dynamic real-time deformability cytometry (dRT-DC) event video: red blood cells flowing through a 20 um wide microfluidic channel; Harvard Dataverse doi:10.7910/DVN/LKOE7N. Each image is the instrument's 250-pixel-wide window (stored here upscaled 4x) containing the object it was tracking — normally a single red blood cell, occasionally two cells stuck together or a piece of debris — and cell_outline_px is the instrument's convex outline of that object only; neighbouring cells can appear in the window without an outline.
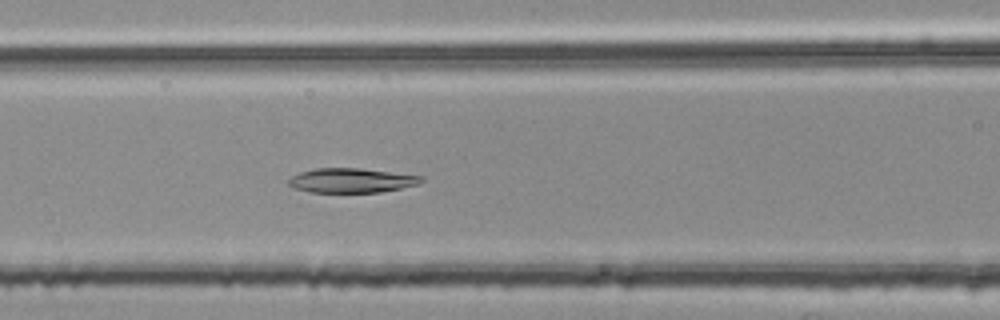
{"species": "common noctule bat (a hibernating species)", "species_latin": "Nyctalus noctula", "temperature_condition": "room temperature", "stored_images_in_passage": 49, "camera_frame_rate_fps": 3000, "um_per_image_px": 0.085, "animal": {"sex": "female", "body_mass_g": 25.1}, "frame": {"image": 1, "passage_image": 19, "time_ms": 6.0, "image_size_px": [1000, 320], "cell_outline_px": [[424, 180], [420, 184], [380, 192], [308, 192], [296, 188], [288, 184], [288, 180], [292, 176], [300, 172], [316, 168], [360, 168], [424, 176]], "centroid_in_image_um": [29.9, 15.33], "position_along_channel_um": 136.7, "area_um2": 18.9}}
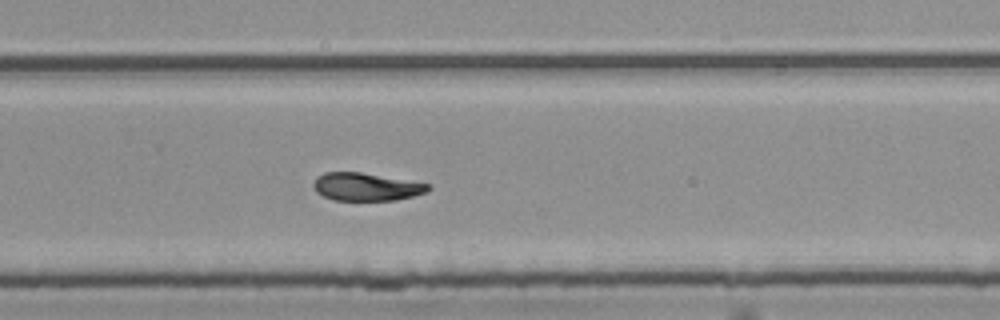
{"frame": {"image": 2, "passage_image": 32, "time_ms": 10.333, "image_size_px": [1000, 320], "cell_outline_px": [[432, 188], [424, 192], [412, 196], [396, 200], [336, 200], [324, 196], [316, 192], [312, 184], [316, 176], [324, 172], [360, 172], [432, 184]], "centroid_in_image_um": [31.11, 15.87], "position_along_channel_um": 298.7, "area_um2": 18.61}}
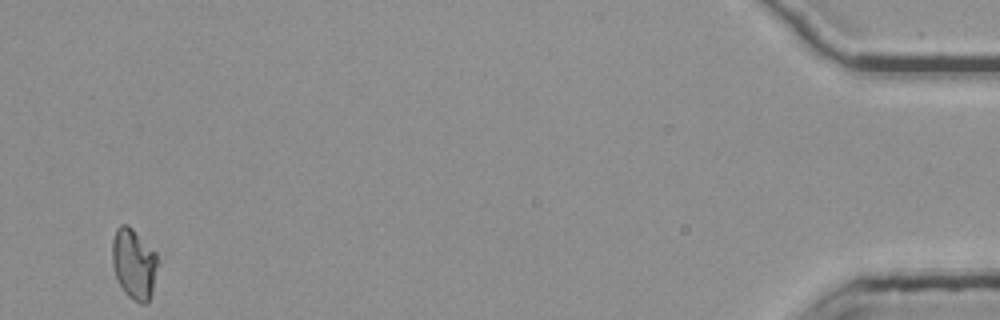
{"frame": {"image": 3, "passage_image": 49, "time_ms": 16.0, "image_size_px": [1000, 320], "cell_outline_px": [[156, 264], [152, 292], [148, 304], [140, 304], [128, 296], [124, 292], [116, 276], [112, 264], [112, 240], [116, 228], [120, 224], [128, 224], [156, 252]], "centroid_in_image_um": [11.36, 22.41], "position_along_channel_um": 423.8, "area_um2": 18.55}, "authors_computed_cell_mechanics": {"area_um2": 19.7676, "velocity_mm_per_s": 3.7537, "shape_relaxation_time_tau1_ms": 7.7816, "shape_relaxation_time_tau2_ms": null, "deformation_change_tau1": 0.2326, "deformation_change_tau2": null}}